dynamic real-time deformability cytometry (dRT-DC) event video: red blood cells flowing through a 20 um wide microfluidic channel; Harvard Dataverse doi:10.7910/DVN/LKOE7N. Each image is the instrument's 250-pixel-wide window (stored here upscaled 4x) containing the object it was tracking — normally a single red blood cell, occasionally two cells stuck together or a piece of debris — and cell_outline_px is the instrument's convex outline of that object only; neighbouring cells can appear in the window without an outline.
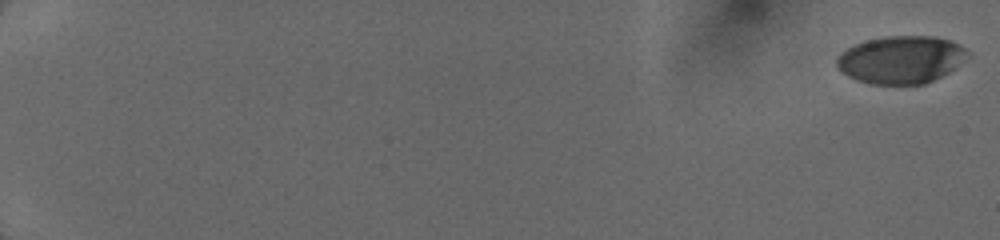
{"species": "human", "species_latin": "Homo sapiens", "temperature_condition": "cold", "stored_images_in_passage": 38, "camera_frame_rate_fps": 3000, "um_per_image_px": 0.085, "donor": {"sex": "female"}, "frame": {"image": 1, "passage_image": 1, "time_ms": 0.0, "image_size_px": [1000, 240], "cell_outline_px": [[968, 56], [964, 60], [948, 72], [924, 84], [868, 84], [856, 80], [848, 76], [836, 64], [836, 56], [840, 52], [864, 40], [884, 36], [936, 36], [960, 44], [968, 52]], "centroid_in_image_um": [76.56, 5.06], "position_along_channel_um": 8.4, "area_um2": 36.24}}
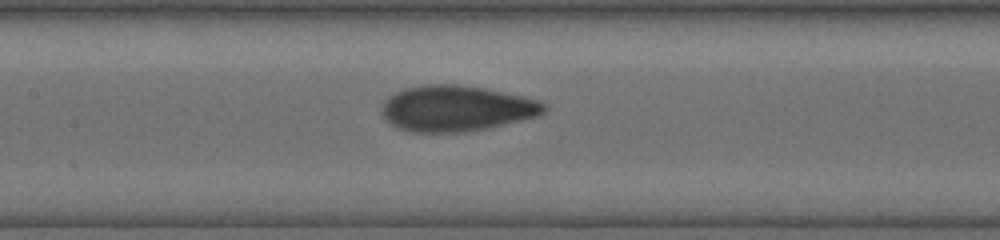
{"frame": {"image": 2, "passage_image": 27, "time_ms": 9.333, "image_size_px": [1000, 240], "cell_outline_px": [[548, 108], [540, 116], [488, 128], [464, 132], [412, 132], [396, 128], [380, 112], [380, 108], [384, 100], [388, 96], [404, 88], [424, 84], [456, 84], [484, 88], [524, 96], [540, 100], [548, 104]], "centroid_in_image_um": [38.81, 9.21], "position_along_channel_um": 168.6, "area_um2": 43.81}}
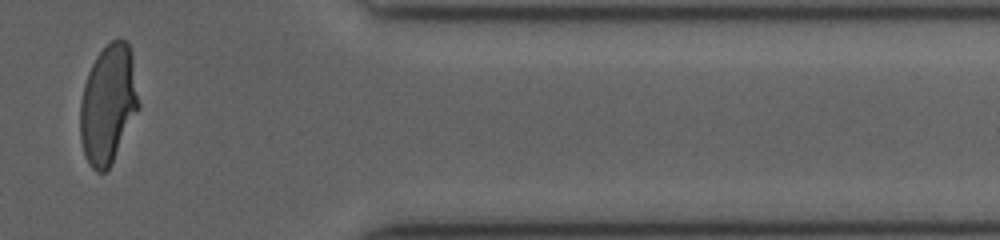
{"frame": {"image": 3, "passage_image": 36, "time_ms": 15.333, "image_size_px": [1000, 240], "cell_outline_px": [[140, 108], [108, 168], [104, 172], [96, 172], [88, 164], [84, 156], [80, 140], [80, 100], [84, 84], [88, 72], [96, 56], [112, 40], [120, 36], [128, 44], [132, 52], [140, 104]], "centroid_in_image_um": [9.19, 8.84], "position_along_channel_um": 402.2, "area_um2": 40.81}}